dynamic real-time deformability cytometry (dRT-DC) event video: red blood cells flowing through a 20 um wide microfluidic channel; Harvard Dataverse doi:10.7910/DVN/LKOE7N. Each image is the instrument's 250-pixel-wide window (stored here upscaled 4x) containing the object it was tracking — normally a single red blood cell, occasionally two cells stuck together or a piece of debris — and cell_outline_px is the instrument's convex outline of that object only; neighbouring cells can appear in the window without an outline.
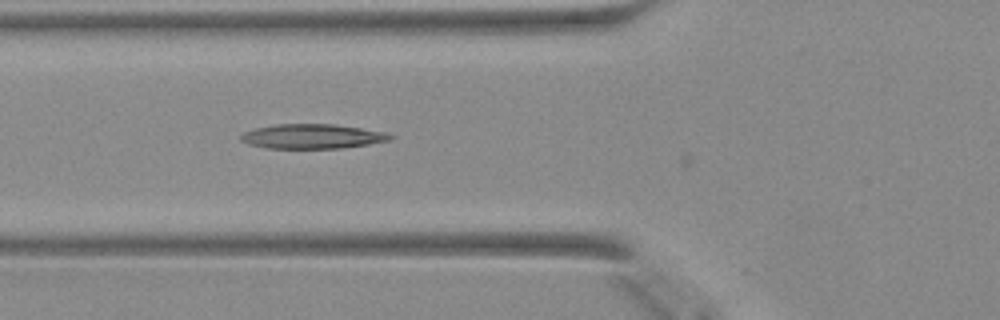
{"species": "Egyptian fruit bat (a non-hibernating species)", "species_latin": "Rousettus aegyptiacus", "temperature_condition": "warm", "stored_images_in_passage": 16, "camera_frame_rate_fps": 3000, "um_per_image_px": 0.085, "animal": {"sex": "female"}, "frame": {"image": 1, "passage_image": 15, "time_ms": 4.667, "image_size_px": [1000, 320], "cell_outline_px": [[396, 136], [392, 140], [368, 144], [340, 148], [268, 148], [248, 144], [240, 140], [240, 136], [244, 132], [256, 128], [276, 124], [336, 124], [384, 132]], "centroid_in_image_um": [26.56, 11.59], "position_along_channel_um": 99.2, "area_um2": 21.33}}